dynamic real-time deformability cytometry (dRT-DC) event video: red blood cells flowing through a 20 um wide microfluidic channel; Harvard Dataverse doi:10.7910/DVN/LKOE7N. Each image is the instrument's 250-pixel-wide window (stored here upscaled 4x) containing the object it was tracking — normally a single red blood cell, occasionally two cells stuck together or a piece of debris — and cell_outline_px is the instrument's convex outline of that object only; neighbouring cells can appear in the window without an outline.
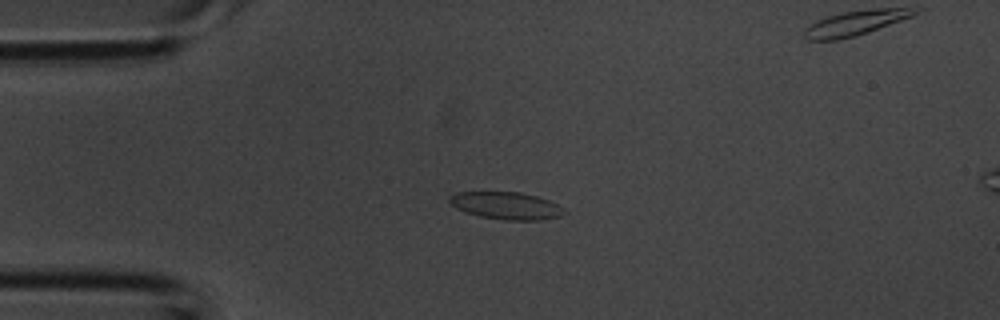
{"species": "common noctule bat (a hibernating species)", "species_latin": "Nyctalus noctula", "temperature_condition": "room temperature", "stored_images_in_passage": 3, "camera_frame_rate_fps": 3000, "um_per_image_px": 0.085, "animal": {"sex": "male", "body_mass_g": 20.1, "forearm_length_mm": 53.5}, "frame": {"image": 1, "passage_image": 2, "time_ms": 0.333, "image_size_px": [1000, 320], "cell_outline_px": [[568, 212], [560, 216], [540, 220], [504, 220], [480, 216], [464, 212], [456, 208], [448, 200], [448, 196], [456, 192], [520, 192], [536, 196], [548, 200], [564, 208]], "centroid_in_image_um": [43.02, 17.48], "position_along_channel_um": 42.0, "area_um2": 18.32}}